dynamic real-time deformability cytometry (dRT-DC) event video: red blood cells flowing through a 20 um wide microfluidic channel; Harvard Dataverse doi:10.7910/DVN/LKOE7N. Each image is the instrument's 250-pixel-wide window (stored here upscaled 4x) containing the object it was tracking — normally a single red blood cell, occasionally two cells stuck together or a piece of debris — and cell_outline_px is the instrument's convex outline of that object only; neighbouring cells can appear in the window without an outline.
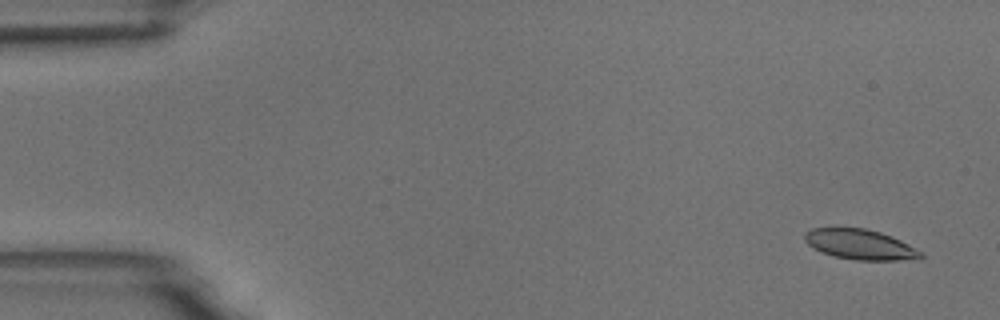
{"species": "common noctule bat (a hibernating species)", "species_latin": "Nyctalus noctula", "temperature_condition": "room temperature", "stored_images_in_passage": 3, "camera_frame_rate_fps": 3000, "um_per_image_px": 0.085, "animal": {"sex": "male", "body_mass_g": 18.8}, "frame": {"image": 1, "passage_image": 1, "time_ms": 0.0, "image_size_px": [1000, 320], "cell_outline_px": [[924, 256], [920, 260], [856, 260], [832, 256], [808, 244], [804, 240], [804, 232], [812, 228], [836, 224], [864, 228], [880, 232], [892, 236], [924, 252]], "centroid_in_image_um": [73.1, 20.73], "position_along_channel_um": 11.9, "area_um2": 21.27}}